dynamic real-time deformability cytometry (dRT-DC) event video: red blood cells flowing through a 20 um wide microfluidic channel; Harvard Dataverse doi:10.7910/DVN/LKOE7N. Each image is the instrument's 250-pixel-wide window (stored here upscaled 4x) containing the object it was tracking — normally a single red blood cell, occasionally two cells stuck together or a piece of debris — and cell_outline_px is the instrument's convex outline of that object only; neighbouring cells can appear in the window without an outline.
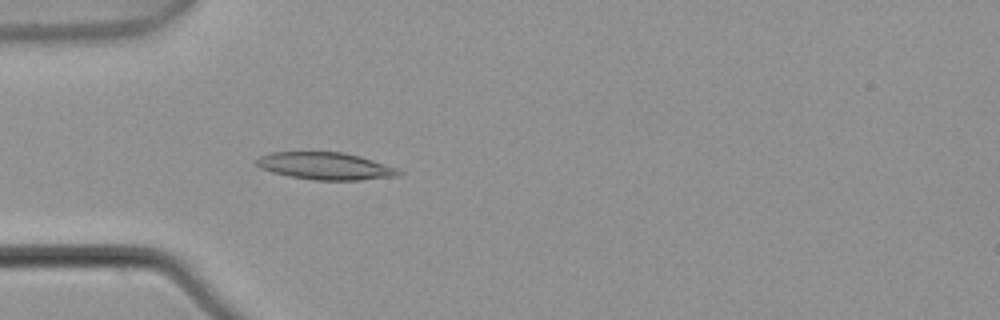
{"species": "common noctule bat (a hibernating species)", "species_latin": "Nyctalus noctula", "temperature_condition": "warm", "stored_images_in_passage": 2, "camera_frame_rate_fps": 3000, "um_per_image_px": 0.085, "animal": {"sex": "male", "body_mass_g": 21.5, "forearm_length_mm": 52.0}, "frame": {"image": 1, "passage_image": 2, "time_ms": 0.333, "image_size_px": [1000, 320], "cell_outline_px": [[404, 172], [396, 176], [360, 180], [316, 180], [288, 176], [272, 172], [260, 168], [252, 160], [260, 156], [272, 152], [344, 152], [360, 156], [396, 168]], "centroid_in_image_um": [27.61, 14.11], "position_along_channel_um": 57.4, "area_um2": 22.6}}